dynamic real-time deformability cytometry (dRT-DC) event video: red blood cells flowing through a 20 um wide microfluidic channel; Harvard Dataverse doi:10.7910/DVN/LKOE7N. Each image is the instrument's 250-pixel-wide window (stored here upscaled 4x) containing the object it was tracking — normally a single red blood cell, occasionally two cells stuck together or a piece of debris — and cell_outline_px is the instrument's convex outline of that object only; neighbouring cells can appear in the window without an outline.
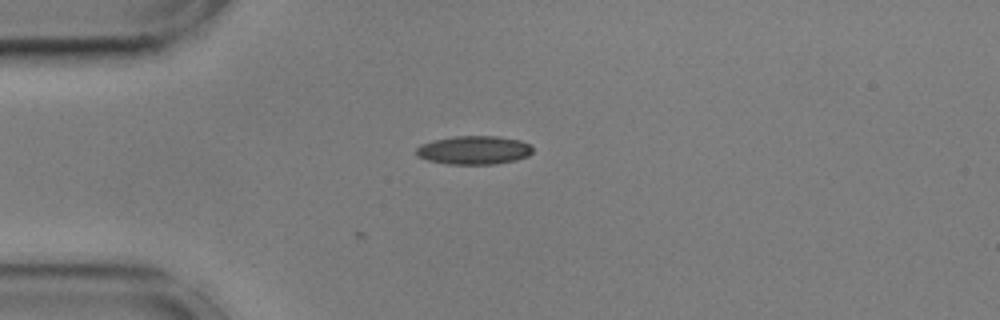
{"species": "common noctule bat (a hibernating species)", "species_latin": "Nyctalus noctula", "temperature_condition": "cold", "stored_images_in_passage": 5, "camera_frame_rate_fps": 3000, "um_per_image_px": 0.085, "animal": {"sex": "male", "body_mass_g": 17.9, "forearm_length_mm": 54.2}, "frame": {"image": 1, "passage_image": 1, "time_ms": 0.0, "image_size_px": [1000, 320], "cell_outline_px": [[532, 152], [528, 156], [516, 160], [496, 164], [448, 164], [428, 160], [416, 156], [416, 148], [420, 144], [432, 140], [456, 136], [496, 136], [520, 140], [528, 144], [532, 148]], "centroid_in_image_um": [40.26, 12.76], "position_along_channel_um": 44.7, "area_um2": 19.42}}